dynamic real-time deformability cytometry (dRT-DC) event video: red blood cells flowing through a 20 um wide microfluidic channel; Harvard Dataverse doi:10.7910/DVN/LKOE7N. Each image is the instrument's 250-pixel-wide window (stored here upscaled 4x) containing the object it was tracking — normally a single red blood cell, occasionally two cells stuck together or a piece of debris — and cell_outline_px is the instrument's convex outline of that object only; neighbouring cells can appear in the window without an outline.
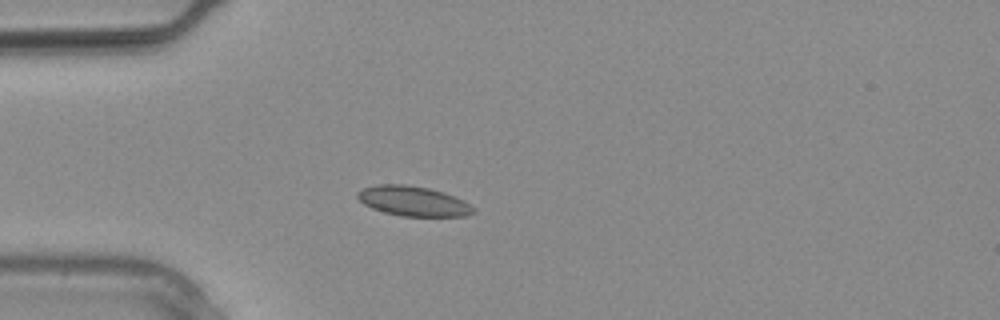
{"species": "common noctule bat (a hibernating species)", "species_latin": "Nyctalus noctula", "temperature_condition": "warm", "stored_images_in_passage": 9, "camera_frame_rate_fps": 3000, "um_per_image_px": 0.085, "animal": {"sex": "male", "body_mass_g": 20.4}, "frame": {"image": 1, "passage_image": 1, "time_ms": 0.0, "image_size_px": [1000, 320], "cell_outline_px": [[476, 212], [464, 216], [400, 216], [384, 212], [372, 208], [364, 204], [356, 196], [356, 192], [364, 188], [376, 184], [404, 184], [428, 188], [444, 192], [464, 200], [476, 208]], "centroid_in_image_um": [35.14, 17.09], "position_along_channel_um": 49.9, "area_um2": 20.29}}